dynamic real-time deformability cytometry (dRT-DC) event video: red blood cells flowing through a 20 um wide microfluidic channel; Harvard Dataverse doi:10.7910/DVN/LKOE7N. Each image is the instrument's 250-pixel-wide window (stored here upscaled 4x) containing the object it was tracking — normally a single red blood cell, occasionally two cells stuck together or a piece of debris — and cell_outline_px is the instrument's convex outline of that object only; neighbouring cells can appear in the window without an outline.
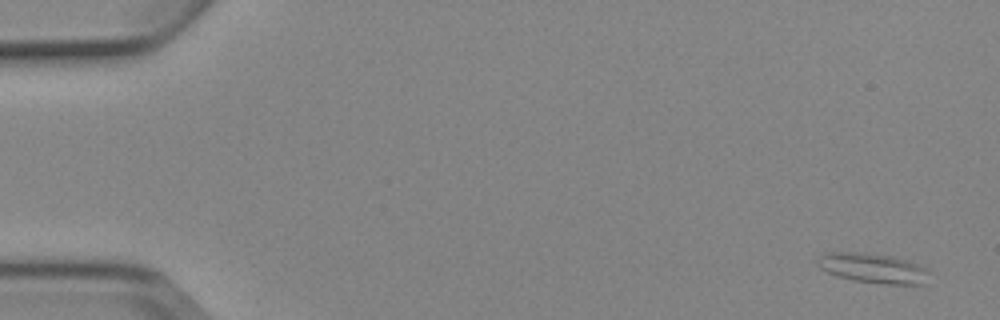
{"species": "Egyptian fruit bat (a non-hibernating species)", "species_latin": "Rousettus aegyptiacus", "temperature_condition": "cold", "stored_images_in_passage": 5, "camera_frame_rate_fps": 3000, "um_per_image_px": 0.085, "animal": {"sex": "female"}, "frame": {"image": 1, "passage_image": 1, "time_ms": 0.0, "image_size_px": [1000, 320], "cell_outline_px": [[932, 272], [924, 284], [884, 284], [852, 280], [836, 276], [820, 268], [816, 260], [824, 252], [864, 252], [892, 256], [916, 264]], "centroid_in_image_um": [74.19, 22.79], "position_along_channel_um": 10.8, "area_um2": 19.48}}